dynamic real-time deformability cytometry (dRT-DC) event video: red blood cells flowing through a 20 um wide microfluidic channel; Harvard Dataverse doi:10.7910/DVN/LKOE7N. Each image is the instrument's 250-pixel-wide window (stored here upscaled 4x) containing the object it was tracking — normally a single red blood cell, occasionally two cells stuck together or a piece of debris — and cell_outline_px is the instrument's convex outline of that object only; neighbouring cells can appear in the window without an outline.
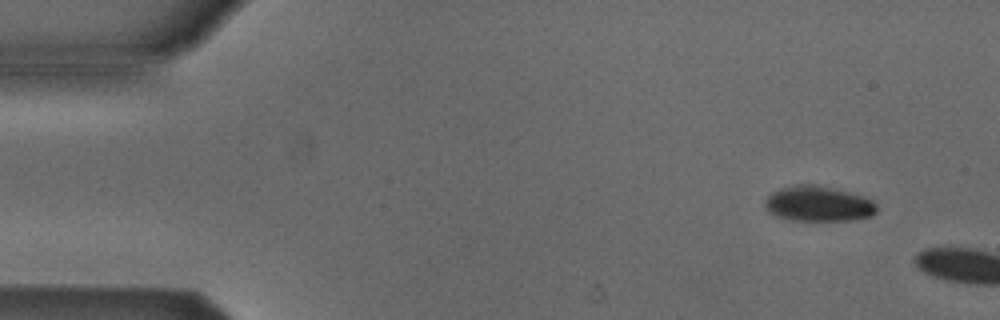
{"species": "Egyptian fruit bat (a non-hibernating species)", "species_latin": "Rousettus aegyptiacus", "temperature_condition": "cold", "stored_images_in_passage": 3, "camera_frame_rate_fps": 3000, "um_per_image_px": 0.085, "animal": {"sex": "male"}, "frame": {"image": 1, "passage_image": 2, "time_ms": 1.0, "image_size_px": [1000, 320], "cell_outline_px": [[876, 212], [872, 216], [856, 220], [792, 220], [768, 212], [764, 204], [764, 200], [772, 192], [780, 188], [796, 184], [816, 184], [864, 196], [872, 200], [876, 204]], "centroid_in_image_um": [69.57, 17.31], "position_along_channel_um": 15.4, "area_um2": 23.0}}